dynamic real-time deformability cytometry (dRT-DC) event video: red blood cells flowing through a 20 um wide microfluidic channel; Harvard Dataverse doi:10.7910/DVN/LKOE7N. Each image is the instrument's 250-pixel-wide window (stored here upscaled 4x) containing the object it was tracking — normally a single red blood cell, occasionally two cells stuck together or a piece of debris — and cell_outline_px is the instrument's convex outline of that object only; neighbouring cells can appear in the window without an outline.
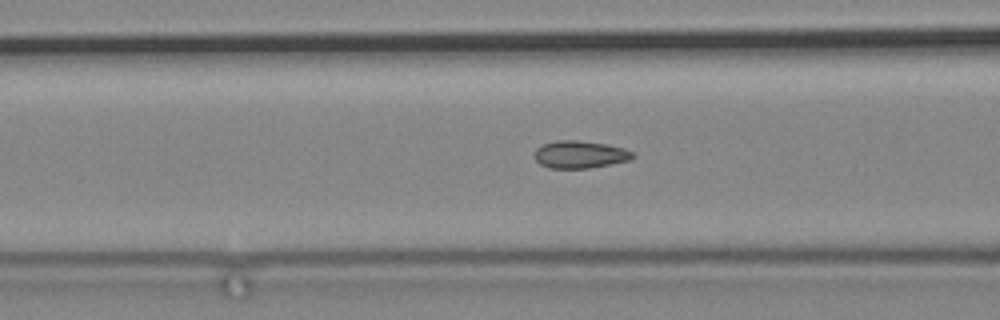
{"species": "common noctule bat (a hibernating species)", "species_latin": "Nyctalus noctula", "temperature_condition": "cold", "stored_images_in_passage": 58, "camera_frame_rate_fps": 3000, "um_per_image_px": 0.085, "animal": {"sex": "male", "body_mass_g": 19.2, "forearm_length_mm": 51.8}, "frame": {"image": 1, "passage_image": 19, "time_ms": 6.0, "image_size_px": [1000, 320], "cell_outline_px": [[636, 156], [628, 160], [588, 168], [548, 168], [540, 164], [536, 160], [536, 148], [544, 144], [556, 140], [576, 140], [608, 144], [624, 148], [632, 152]], "centroid_in_image_um": [49.29, 13.12], "position_along_channel_um": 117.3, "area_um2": 15.55}}
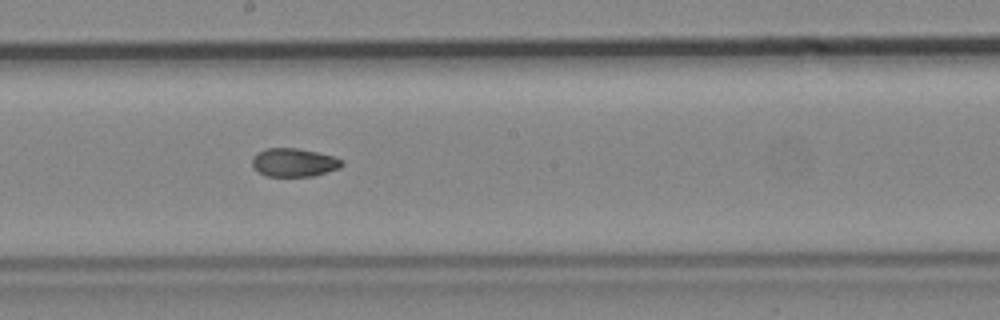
{"frame": {"image": 2, "passage_image": 29, "time_ms": 9.333, "image_size_px": [1000, 320], "cell_outline_px": [[344, 164], [340, 168], [316, 176], [264, 176], [252, 164], [252, 156], [256, 152], [264, 148], [296, 148], [316, 152], [332, 156], [344, 160]], "centroid_in_image_um": [24.99, 13.81], "position_along_channel_um": 223.2, "area_um2": 14.97}}
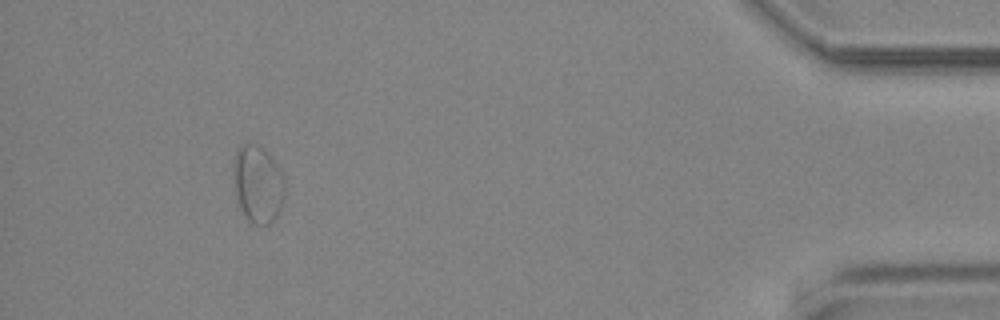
{"frame": {"image": 3, "passage_image": 53, "time_ms": 17.333, "image_size_px": [1000, 320], "cell_outline_px": [[284, 196], [280, 208], [276, 216], [268, 224], [252, 224], [248, 220], [240, 208], [236, 192], [232, 172], [232, 164], [236, 148], [240, 144], [256, 144], [264, 148], [268, 152], [284, 176]], "centroid_in_image_um": [21.89, 15.6], "position_along_channel_um": 413.3, "area_um2": 23.29}}